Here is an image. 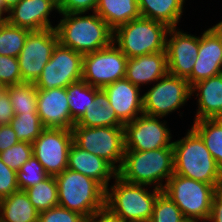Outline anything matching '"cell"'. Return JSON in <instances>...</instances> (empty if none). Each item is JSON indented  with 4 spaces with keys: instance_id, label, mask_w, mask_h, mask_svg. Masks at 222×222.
Returning a JSON list of instances; mask_svg holds the SVG:
<instances>
[{
    "instance_id": "7a4b0ae2",
    "label": "cell",
    "mask_w": 222,
    "mask_h": 222,
    "mask_svg": "<svg viewBox=\"0 0 222 222\" xmlns=\"http://www.w3.org/2000/svg\"><path fill=\"white\" fill-rule=\"evenodd\" d=\"M187 130L184 137L173 141L174 174L222 188V170L201 136L192 127Z\"/></svg>"
},
{
    "instance_id": "f1b7e54d",
    "label": "cell",
    "mask_w": 222,
    "mask_h": 222,
    "mask_svg": "<svg viewBox=\"0 0 222 222\" xmlns=\"http://www.w3.org/2000/svg\"><path fill=\"white\" fill-rule=\"evenodd\" d=\"M14 114L37 113L38 89L34 83H20L6 88Z\"/></svg>"
},
{
    "instance_id": "83f0119b",
    "label": "cell",
    "mask_w": 222,
    "mask_h": 222,
    "mask_svg": "<svg viewBox=\"0 0 222 222\" xmlns=\"http://www.w3.org/2000/svg\"><path fill=\"white\" fill-rule=\"evenodd\" d=\"M99 90L82 79L66 87L70 115L75 123L83 116Z\"/></svg>"
},
{
    "instance_id": "d590c367",
    "label": "cell",
    "mask_w": 222,
    "mask_h": 222,
    "mask_svg": "<svg viewBox=\"0 0 222 222\" xmlns=\"http://www.w3.org/2000/svg\"><path fill=\"white\" fill-rule=\"evenodd\" d=\"M0 83L5 87L23 83L16 57L0 55Z\"/></svg>"
},
{
    "instance_id": "c3c4849f",
    "label": "cell",
    "mask_w": 222,
    "mask_h": 222,
    "mask_svg": "<svg viewBox=\"0 0 222 222\" xmlns=\"http://www.w3.org/2000/svg\"><path fill=\"white\" fill-rule=\"evenodd\" d=\"M215 26L222 32V20H220V22L215 24Z\"/></svg>"
},
{
    "instance_id": "7dc6e473",
    "label": "cell",
    "mask_w": 222,
    "mask_h": 222,
    "mask_svg": "<svg viewBox=\"0 0 222 222\" xmlns=\"http://www.w3.org/2000/svg\"><path fill=\"white\" fill-rule=\"evenodd\" d=\"M181 222H202V221H199V220H196V219H189V218H185L183 221Z\"/></svg>"
},
{
    "instance_id": "8992f818",
    "label": "cell",
    "mask_w": 222,
    "mask_h": 222,
    "mask_svg": "<svg viewBox=\"0 0 222 222\" xmlns=\"http://www.w3.org/2000/svg\"><path fill=\"white\" fill-rule=\"evenodd\" d=\"M168 30L166 24L141 16L118 26L113 42L127 58L158 53L166 51Z\"/></svg>"
},
{
    "instance_id": "e0dca14e",
    "label": "cell",
    "mask_w": 222,
    "mask_h": 222,
    "mask_svg": "<svg viewBox=\"0 0 222 222\" xmlns=\"http://www.w3.org/2000/svg\"><path fill=\"white\" fill-rule=\"evenodd\" d=\"M53 11L59 13L55 0H21L7 12V22L29 31L55 28L49 18Z\"/></svg>"
},
{
    "instance_id": "44dd1931",
    "label": "cell",
    "mask_w": 222,
    "mask_h": 222,
    "mask_svg": "<svg viewBox=\"0 0 222 222\" xmlns=\"http://www.w3.org/2000/svg\"><path fill=\"white\" fill-rule=\"evenodd\" d=\"M67 168L95 179L105 189L110 185V180L117 176V170L109 162L79 148L74 143L68 152Z\"/></svg>"
},
{
    "instance_id": "4316f807",
    "label": "cell",
    "mask_w": 222,
    "mask_h": 222,
    "mask_svg": "<svg viewBox=\"0 0 222 222\" xmlns=\"http://www.w3.org/2000/svg\"><path fill=\"white\" fill-rule=\"evenodd\" d=\"M191 126L201 136L217 166L222 170V118L197 120Z\"/></svg>"
},
{
    "instance_id": "5b68a950",
    "label": "cell",
    "mask_w": 222,
    "mask_h": 222,
    "mask_svg": "<svg viewBox=\"0 0 222 222\" xmlns=\"http://www.w3.org/2000/svg\"><path fill=\"white\" fill-rule=\"evenodd\" d=\"M54 177L58 206L77 212L86 219L105 206L106 189L95 179L68 168Z\"/></svg>"
},
{
    "instance_id": "9a60e30c",
    "label": "cell",
    "mask_w": 222,
    "mask_h": 222,
    "mask_svg": "<svg viewBox=\"0 0 222 222\" xmlns=\"http://www.w3.org/2000/svg\"><path fill=\"white\" fill-rule=\"evenodd\" d=\"M198 50L199 36L188 34L178 27L169 28L166 38L168 73L187 80L191 76Z\"/></svg>"
},
{
    "instance_id": "d6986e66",
    "label": "cell",
    "mask_w": 222,
    "mask_h": 222,
    "mask_svg": "<svg viewBox=\"0 0 222 222\" xmlns=\"http://www.w3.org/2000/svg\"><path fill=\"white\" fill-rule=\"evenodd\" d=\"M103 90L107 94L116 116L124 124L143 114L142 91L126 78L105 86Z\"/></svg>"
},
{
    "instance_id": "7c38bea8",
    "label": "cell",
    "mask_w": 222,
    "mask_h": 222,
    "mask_svg": "<svg viewBox=\"0 0 222 222\" xmlns=\"http://www.w3.org/2000/svg\"><path fill=\"white\" fill-rule=\"evenodd\" d=\"M162 117L139 115L124 124L125 151L173 148L172 132Z\"/></svg>"
},
{
    "instance_id": "d6a6232c",
    "label": "cell",
    "mask_w": 222,
    "mask_h": 222,
    "mask_svg": "<svg viewBox=\"0 0 222 222\" xmlns=\"http://www.w3.org/2000/svg\"><path fill=\"white\" fill-rule=\"evenodd\" d=\"M48 176L43 165L32 155L17 171L18 188L19 190H26L42 182Z\"/></svg>"
},
{
    "instance_id": "bcb514c9",
    "label": "cell",
    "mask_w": 222,
    "mask_h": 222,
    "mask_svg": "<svg viewBox=\"0 0 222 222\" xmlns=\"http://www.w3.org/2000/svg\"><path fill=\"white\" fill-rule=\"evenodd\" d=\"M6 88L7 87L0 83V98L6 92Z\"/></svg>"
},
{
    "instance_id": "52a82bcc",
    "label": "cell",
    "mask_w": 222,
    "mask_h": 222,
    "mask_svg": "<svg viewBox=\"0 0 222 222\" xmlns=\"http://www.w3.org/2000/svg\"><path fill=\"white\" fill-rule=\"evenodd\" d=\"M217 190L211 184L173 174L163 192L179 207L185 218L207 222Z\"/></svg>"
},
{
    "instance_id": "4dcf8cb0",
    "label": "cell",
    "mask_w": 222,
    "mask_h": 222,
    "mask_svg": "<svg viewBox=\"0 0 222 222\" xmlns=\"http://www.w3.org/2000/svg\"><path fill=\"white\" fill-rule=\"evenodd\" d=\"M30 31L7 21L0 26V55L18 57Z\"/></svg>"
},
{
    "instance_id": "30bf717a",
    "label": "cell",
    "mask_w": 222,
    "mask_h": 222,
    "mask_svg": "<svg viewBox=\"0 0 222 222\" xmlns=\"http://www.w3.org/2000/svg\"><path fill=\"white\" fill-rule=\"evenodd\" d=\"M128 58L114 44L83 55L82 80L92 87L105 86L125 78Z\"/></svg>"
},
{
    "instance_id": "ffe728a7",
    "label": "cell",
    "mask_w": 222,
    "mask_h": 222,
    "mask_svg": "<svg viewBox=\"0 0 222 222\" xmlns=\"http://www.w3.org/2000/svg\"><path fill=\"white\" fill-rule=\"evenodd\" d=\"M167 73V54L161 51L128 58L125 78L141 89V86L151 85Z\"/></svg>"
},
{
    "instance_id": "681fc988",
    "label": "cell",
    "mask_w": 222,
    "mask_h": 222,
    "mask_svg": "<svg viewBox=\"0 0 222 222\" xmlns=\"http://www.w3.org/2000/svg\"><path fill=\"white\" fill-rule=\"evenodd\" d=\"M0 9L4 11V0H0Z\"/></svg>"
},
{
    "instance_id": "4fadbf2b",
    "label": "cell",
    "mask_w": 222,
    "mask_h": 222,
    "mask_svg": "<svg viewBox=\"0 0 222 222\" xmlns=\"http://www.w3.org/2000/svg\"><path fill=\"white\" fill-rule=\"evenodd\" d=\"M58 43L55 28L30 31L17 57L22 82L35 83Z\"/></svg>"
},
{
    "instance_id": "7402d4cb",
    "label": "cell",
    "mask_w": 222,
    "mask_h": 222,
    "mask_svg": "<svg viewBox=\"0 0 222 222\" xmlns=\"http://www.w3.org/2000/svg\"><path fill=\"white\" fill-rule=\"evenodd\" d=\"M193 94L197 99L194 121L222 118V73L194 84Z\"/></svg>"
},
{
    "instance_id": "3957f363",
    "label": "cell",
    "mask_w": 222,
    "mask_h": 222,
    "mask_svg": "<svg viewBox=\"0 0 222 222\" xmlns=\"http://www.w3.org/2000/svg\"><path fill=\"white\" fill-rule=\"evenodd\" d=\"M174 174L173 148L148 151H125L117 175L123 180L164 190Z\"/></svg>"
},
{
    "instance_id": "8d00e7d4",
    "label": "cell",
    "mask_w": 222,
    "mask_h": 222,
    "mask_svg": "<svg viewBox=\"0 0 222 222\" xmlns=\"http://www.w3.org/2000/svg\"><path fill=\"white\" fill-rule=\"evenodd\" d=\"M38 222H86V218L77 212L56 206L39 212Z\"/></svg>"
},
{
    "instance_id": "e575fe53",
    "label": "cell",
    "mask_w": 222,
    "mask_h": 222,
    "mask_svg": "<svg viewBox=\"0 0 222 222\" xmlns=\"http://www.w3.org/2000/svg\"><path fill=\"white\" fill-rule=\"evenodd\" d=\"M33 155L32 143L19 141L10 148L0 153L1 160L16 172Z\"/></svg>"
},
{
    "instance_id": "ba28073f",
    "label": "cell",
    "mask_w": 222,
    "mask_h": 222,
    "mask_svg": "<svg viewBox=\"0 0 222 222\" xmlns=\"http://www.w3.org/2000/svg\"><path fill=\"white\" fill-rule=\"evenodd\" d=\"M73 143L109 162L117 171L125 154L124 127H95L74 125Z\"/></svg>"
},
{
    "instance_id": "277c9868",
    "label": "cell",
    "mask_w": 222,
    "mask_h": 222,
    "mask_svg": "<svg viewBox=\"0 0 222 222\" xmlns=\"http://www.w3.org/2000/svg\"><path fill=\"white\" fill-rule=\"evenodd\" d=\"M114 180L106 188L105 206L123 222H150L155 201L162 191L127 182L118 175Z\"/></svg>"
},
{
    "instance_id": "9c48e42d",
    "label": "cell",
    "mask_w": 222,
    "mask_h": 222,
    "mask_svg": "<svg viewBox=\"0 0 222 222\" xmlns=\"http://www.w3.org/2000/svg\"><path fill=\"white\" fill-rule=\"evenodd\" d=\"M191 100L188 80L167 73L143 93V114L167 117Z\"/></svg>"
},
{
    "instance_id": "2e32d148",
    "label": "cell",
    "mask_w": 222,
    "mask_h": 222,
    "mask_svg": "<svg viewBox=\"0 0 222 222\" xmlns=\"http://www.w3.org/2000/svg\"><path fill=\"white\" fill-rule=\"evenodd\" d=\"M222 32L213 25L199 36L198 56L187 79L190 87L222 73Z\"/></svg>"
},
{
    "instance_id": "6da1fadb",
    "label": "cell",
    "mask_w": 222,
    "mask_h": 222,
    "mask_svg": "<svg viewBox=\"0 0 222 222\" xmlns=\"http://www.w3.org/2000/svg\"><path fill=\"white\" fill-rule=\"evenodd\" d=\"M91 13H59L61 19L54 25L58 42L83 55L110 46L114 30L95 11Z\"/></svg>"
},
{
    "instance_id": "8fae6325",
    "label": "cell",
    "mask_w": 222,
    "mask_h": 222,
    "mask_svg": "<svg viewBox=\"0 0 222 222\" xmlns=\"http://www.w3.org/2000/svg\"><path fill=\"white\" fill-rule=\"evenodd\" d=\"M82 66L83 54L58 42L34 85L41 90L66 88L82 79Z\"/></svg>"
},
{
    "instance_id": "60d3db41",
    "label": "cell",
    "mask_w": 222,
    "mask_h": 222,
    "mask_svg": "<svg viewBox=\"0 0 222 222\" xmlns=\"http://www.w3.org/2000/svg\"><path fill=\"white\" fill-rule=\"evenodd\" d=\"M14 116L13 106L5 92L0 98V125H10Z\"/></svg>"
},
{
    "instance_id": "ab89813d",
    "label": "cell",
    "mask_w": 222,
    "mask_h": 222,
    "mask_svg": "<svg viewBox=\"0 0 222 222\" xmlns=\"http://www.w3.org/2000/svg\"><path fill=\"white\" fill-rule=\"evenodd\" d=\"M19 142L10 125H0V153Z\"/></svg>"
},
{
    "instance_id": "f6af8a7d",
    "label": "cell",
    "mask_w": 222,
    "mask_h": 222,
    "mask_svg": "<svg viewBox=\"0 0 222 222\" xmlns=\"http://www.w3.org/2000/svg\"><path fill=\"white\" fill-rule=\"evenodd\" d=\"M7 21L6 13L0 9V26H2Z\"/></svg>"
},
{
    "instance_id": "f546056e",
    "label": "cell",
    "mask_w": 222,
    "mask_h": 222,
    "mask_svg": "<svg viewBox=\"0 0 222 222\" xmlns=\"http://www.w3.org/2000/svg\"><path fill=\"white\" fill-rule=\"evenodd\" d=\"M24 191L39 212L58 206V188L54 176H48L42 182Z\"/></svg>"
},
{
    "instance_id": "b9f144b4",
    "label": "cell",
    "mask_w": 222,
    "mask_h": 222,
    "mask_svg": "<svg viewBox=\"0 0 222 222\" xmlns=\"http://www.w3.org/2000/svg\"><path fill=\"white\" fill-rule=\"evenodd\" d=\"M86 222H123L107 206L96 210L87 219Z\"/></svg>"
},
{
    "instance_id": "d4e9b609",
    "label": "cell",
    "mask_w": 222,
    "mask_h": 222,
    "mask_svg": "<svg viewBox=\"0 0 222 222\" xmlns=\"http://www.w3.org/2000/svg\"><path fill=\"white\" fill-rule=\"evenodd\" d=\"M39 211L24 190L0 200V222H38Z\"/></svg>"
},
{
    "instance_id": "836d02e7",
    "label": "cell",
    "mask_w": 222,
    "mask_h": 222,
    "mask_svg": "<svg viewBox=\"0 0 222 222\" xmlns=\"http://www.w3.org/2000/svg\"><path fill=\"white\" fill-rule=\"evenodd\" d=\"M184 219L179 207L162 191L155 201L150 222H181Z\"/></svg>"
},
{
    "instance_id": "1f68e13d",
    "label": "cell",
    "mask_w": 222,
    "mask_h": 222,
    "mask_svg": "<svg viewBox=\"0 0 222 222\" xmlns=\"http://www.w3.org/2000/svg\"><path fill=\"white\" fill-rule=\"evenodd\" d=\"M10 126L19 141L33 143L45 129L37 113L14 114Z\"/></svg>"
},
{
    "instance_id": "ee69618b",
    "label": "cell",
    "mask_w": 222,
    "mask_h": 222,
    "mask_svg": "<svg viewBox=\"0 0 222 222\" xmlns=\"http://www.w3.org/2000/svg\"><path fill=\"white\" fill-rule=\"evenodd\" d=\"M20 1L21 0H4V12L7 14V12L15 5H17Z\"/></svg>"
},
{
    "instance_id": "74e56055",
    "label": "cell",
    "mask_w": 222,
    "mask_h": 222,
    "mask_svg": "<svg viewBox=\"0 0 222 222\" xmlns=\"http://www.w3.org/2000/svg\"><path fill=\"white\" fill-rule=\"evenodd\" d=\"M17 172L0 158V200L18 191Z\"/></svg>"
},
{
    "instance_id": "f35d334b",
    "label": "cell",
    "mask_w": 222,
    "mask_h": 222,
    "mask_svg": "<svg viewBox=\"0 0 222 222\" xmlns=\"http://www.w3.org/2000/svg\"><path fill=\"white\" fill-rule=\"evenodd\" d=\"M99 0H59V13L94 12Z\"/></svg>"
},
{
    "instance_id": "5bb4252c",
    "label": "cell",
    "mask_w": 222,
    "mask_h": 222,
    "mask_svg": "<svg viewBox=\"0 0 222 222\" xmlns=\"http://www.w3.org/2000/svg\"><path fill=\"white\" fill-rule=\"evenodd\" d=\"M72 143L71 130L45 128L32 143L33 155L49 176H55L67 169L68 152Z\"/></svg>"
},
{
    "instance_id": "ac0fdd59",
    "label": "cell",
    "mask_w": 222,
    "mask_h": 222,
    "mask_svg": "<svg viewBox=\"0 0 222 222\" xmlns=\"http://www.w3.org/2000/svg\"><path fill=\"white\" fill-rule=\"evenodd\" d=\"M37 114L45 128L71 130L75 125L70 115L66 88L38 89Z\"/></svg>"
},
{
    "instance_id": "7bdbcfd3",
    "label": "cell",
    "mask_w": 222,
    "mask_h": 222,
    "mask_svg": "<svg viewBox=\"0 0 222 222\" xmlns=\"http://www.w3.org/2000/svg\"><path fill=\"white\" fill-rule=\"evenodd\" d=\"M207 222H222V188L218 189L213 196L211 212Z\"/></svg>"
},
{
    "instance_id": "cb8c5ba5",
    "label": "cell",
    "mask_w": 222,
    "mask_h": 222,
    "mask_svg": "<svg viewBox=\"0 0 222 222\" xmlns=\"http://www.w3.org/2000/svg\"><path fill=\"white\" fill-rule=\"evenodd\" d=\"M142 17L178 27L187 0H137Z\"/></svg>"
},
{
    "instance_id": "603a6c76",
    "label": "cell",
    "mask_w": 222,
    "mask_h": 222,
    "mask_svg": "<svg viewBox=\"0 0 222 222\" xmlns=\"http://www.w3.org/2000/svg\"><path fill=\"white\" fill-rule=\"evenodd\" d=\"M78 126L95 127H124V123L116 116L114 108L103 89H100L94 100L86 108L83 116L75 123Z\"/></svg>"
},
{
    "instance_id": "484cf974",
    "label": "cell",
    "mask_w": 222,
    "mask_h": 222,
    "mask_svg": "<svg viewBox=\"0 0 222 222\" xmlns=\"http://www.w3.org/2000/svg\"><path fill=\"white\" fill-rule=\"evenodd\" d=\"M95 12L113 30L141 17L137 0H99Z\"/></svg>"
}]
</instances>
